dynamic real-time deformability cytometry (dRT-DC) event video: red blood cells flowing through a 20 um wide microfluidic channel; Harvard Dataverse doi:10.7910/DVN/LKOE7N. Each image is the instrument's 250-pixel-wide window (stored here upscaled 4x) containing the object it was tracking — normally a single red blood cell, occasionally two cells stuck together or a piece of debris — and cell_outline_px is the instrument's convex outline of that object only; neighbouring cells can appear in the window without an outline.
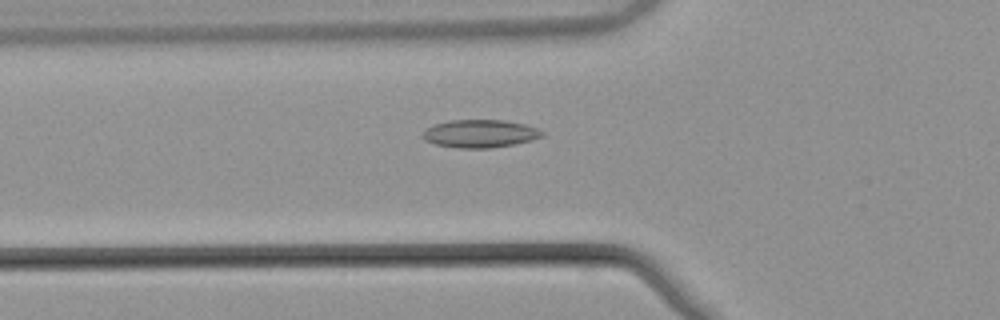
{"species": "common noctule bat (a hibernating species)", "species_latin": "Nyctalus noctula", "temperature_condition": "warm", "stored_images_in_passage": 48, "camera_frame_rate_fps": 3000, "um_per_image_px": 0.085, "animal": {"sex": "male", "body_mass_g": 21.5, "forearm_length_mm": 52.0}, "frame": {"image": 1, "passage_image": 19, "time_ms": 6.0, "image_size_px": [1000, 320], "cell_outline_px": [[544, 136], [532, 140], [512, 144], [488, 148], [456, 148], [436, 144], [424, 140], [424, 132], [428, 128], [436, 124], [448, 120], [504, 120], [524, 124], [536, 128], [544, 132]], "centroid_in_image_um": [40.82, 11.36], "position_along_channel_um": 85.0, "area_um2": 19.19}}
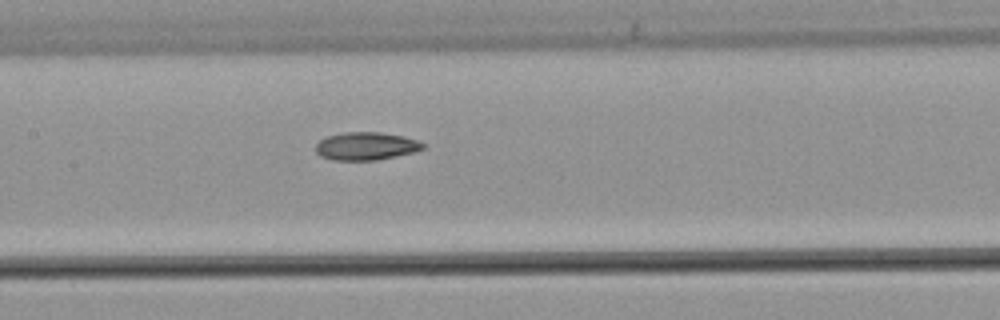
{"frame": {"image": 2, "passage_image": 26, "time_ms": 8.333, "image_size_px": [1000, 320], "cell_outline_px": [[424, 148], [412, 152], [376, 160], [332, 160], [320, 156], [316, 152], [316, 144], [320, 140], [328, 136], [344, 132], [380, 132], [404, 136], [416, 140], [424, 144]], "centroid_in_image_um": [31.08, 12.41], "position_along_channel_um": 176.3, "area_um2": 17.28}}
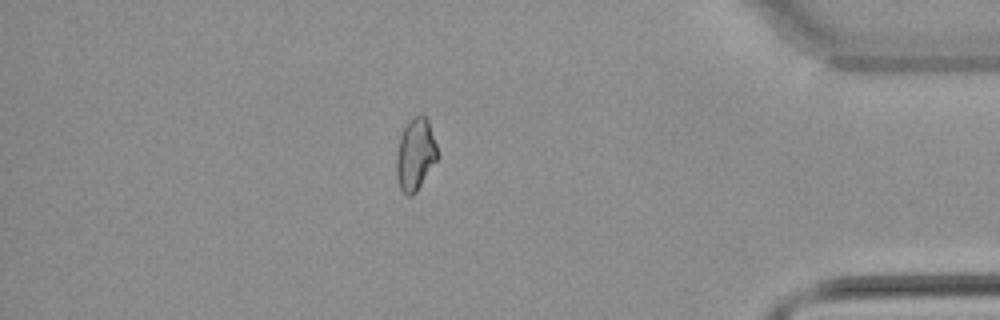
{"frame": {"image": 3, "passage_image": 46, "time_ms": 15.0, "image_size_px": [1000, 320], "cell_outline_px": [[440, 156], [416, 192], [412, 196], [408, 196], [400, 188], [396, 176], [396, 156], [400, 136], [404, 128], [416, 116], [424, 116], [428, 120]], "centroid_in_image_um": [35.32, 13.17], "position_along_channel_um": 399.9, "area_um2": 17.11}}